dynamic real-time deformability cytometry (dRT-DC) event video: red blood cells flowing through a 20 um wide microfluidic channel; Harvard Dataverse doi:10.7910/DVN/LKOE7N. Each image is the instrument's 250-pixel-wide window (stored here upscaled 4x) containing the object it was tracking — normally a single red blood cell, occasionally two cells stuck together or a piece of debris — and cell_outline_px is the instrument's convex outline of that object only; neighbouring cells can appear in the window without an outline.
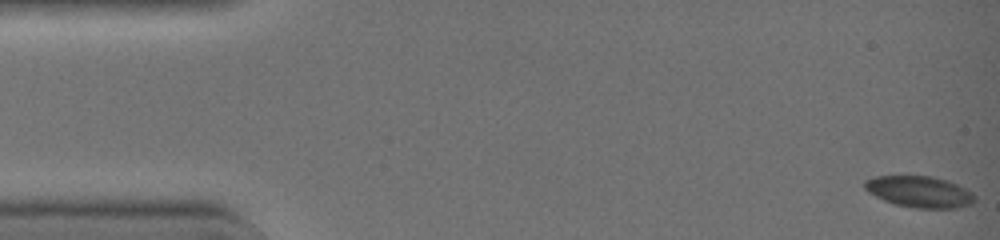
{"species": "common noctule bat (a hibernating species)", "species_latin": "Nyctalus noctula", "temperature_condition": "warm", "stored_images_in_passage": 9, "camera_frame_rate_fps": 3000, "um_per_image_px": 0.085, "animal": {"sex": "female", "body_mass_g": 19.0, "forearm_length_mm": 51.5}, "frame": {"image": 1, "passage_image": 1, "time_ms": 0.0, "image_size_px": [1000, 240], "cell_outline_px": [[976, 200], [972, 204], [956, 208], [916, 208], [896, 204], [884, 200], [868, 192], [864, 188], [864, 180], [876, 176], [932, 176], [948, 180], [972, 192], [976, 196]], "centroid_in_image_um": [78.17, 16.29], "position_along_channel_um": 6.8, "area_um2": 20.11}}